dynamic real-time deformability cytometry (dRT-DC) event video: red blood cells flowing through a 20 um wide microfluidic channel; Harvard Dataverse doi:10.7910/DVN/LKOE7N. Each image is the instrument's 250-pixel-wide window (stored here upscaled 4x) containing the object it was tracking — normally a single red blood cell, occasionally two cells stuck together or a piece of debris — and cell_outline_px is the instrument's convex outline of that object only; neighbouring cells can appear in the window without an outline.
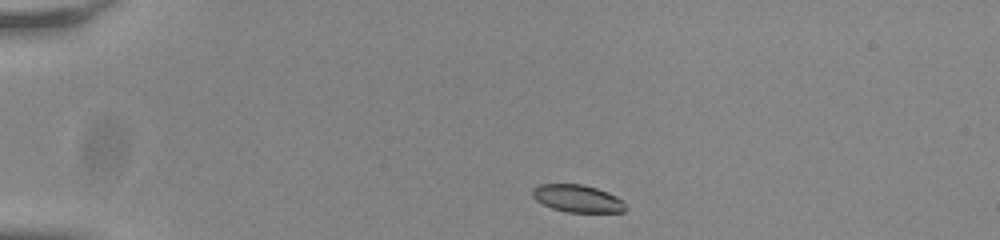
{"species": "common noctule bat (a hibernating species)", "species_latin": "Nyctalus noctula", "temperature_condition": "room temperature", "stored_images_in_passage": 44, "camera_frame_rate_fps": 3000, "um_per_image_px": 0.085, "animal": {"sex": "male", "body_mass_g": 20.0, "forearm_length_mm": 53.3}, "frame": {"image": 1, "passage_image": 1, "time_ms": 0.0, "image_size_px": [1000, 240], "cell_outline_px": [[628, 208], [624, 212], [568, 212], [552, 208], [536, 200], [532, 196], [532, 188], [540, 184], [580, 184], [596, 188], [608, 192], [624, 200]], "centroid_in_image_um": [49.12, 16.87], "position_along_channel_um": 35.9, "area_um2": 14.97}}
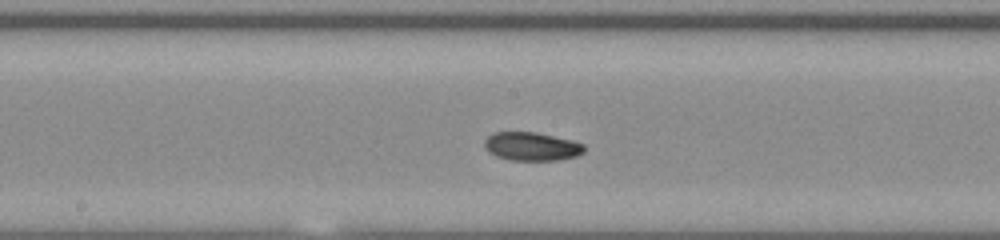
{"frame": {"image": 2, "passage_image": 19, "time_ms": 6.0, "image_size_px": [1000, 240], "cell_outline_px": [[584, 152], [576, 156], [556, 160], [508, 160], [496, 156], [488, 152], [484, 144], [484, 140], [492, 132], [536, 132], [572, 140], [584, 144]], "centroid_in_image_um": [45.17, 12.44], "position_along_channel_um": 203.0, "area_um2": 16.59}}
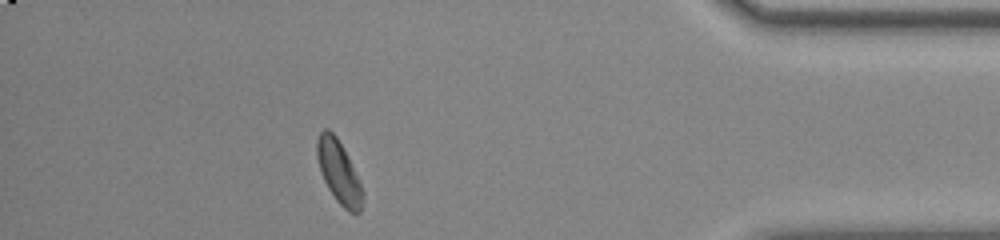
{"frame": {"image": 3, "passage_image": 38, "time_ms": 12.333, "image_size_px": [1000, 240], "cell_outline_px": [[364, 196], [360, 212], [348, 212], [336, 200], [328, 188], [320, 172], [316, 156], [316, 140], [320, 132], [324, 128], [328, 128], [336, 136], [364, 192]], "centroid_in_image_um": [28.76, 14.63], "position_along_channel_um": 406.4, "area_um2": 16.3}, "authors_computed_cell_mechanics": {"area_um2": 16.3863, "velocity_mm_per_s": 3.8032, "shape_relaxation_time_tau1_ms": 3.1154, "shape_relaxation_time_tau2_ms": 8.6525, "deformation_change_tau1": 0.11, "deformation_change_tau2": 0.1125}}